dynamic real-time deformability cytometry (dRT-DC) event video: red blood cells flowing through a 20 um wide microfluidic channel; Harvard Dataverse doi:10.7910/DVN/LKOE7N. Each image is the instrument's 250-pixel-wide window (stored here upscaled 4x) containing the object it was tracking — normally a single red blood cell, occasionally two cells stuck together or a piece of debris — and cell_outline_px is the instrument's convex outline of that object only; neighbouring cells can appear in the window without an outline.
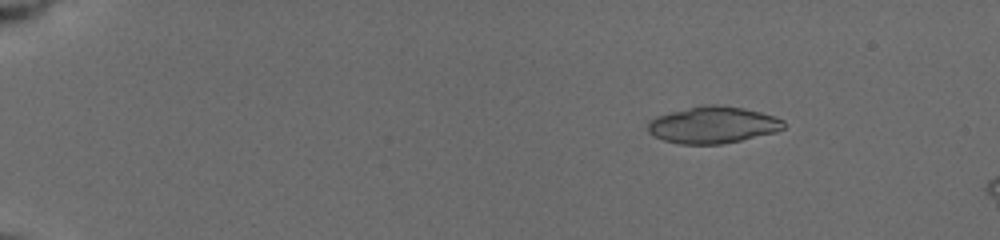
{"species": "common noctule bat (a hibernating species)", "species_latin": "Nyctalus noctula", "temperature_condition": "cold", "stored_images_in_passage": 7, "camera_frame_rate_fps": 3000, "um_per_image_px": 0.085, "animal": {"sex": "female", "body_mass_g": 19.5, "forearm_length_mm": 54.1}, "frame": {"image": 1, "passage_image": 2, "time_ms": 0.667, "image_size_px": [1000, 240], "cell_outline_px": [[784, 128], [776, 132], [724, 144], [680, 144], [664, 140], [652, 136], [648, 132], [648, 120], [656, 116], [704, 104], [716, 104], [744, 108], [776, 116], [784, 120]], "centroid_in_image_um": [60.6, 10.62], "position_along_channel_um": 24.4, "area_um2": 29.25}}